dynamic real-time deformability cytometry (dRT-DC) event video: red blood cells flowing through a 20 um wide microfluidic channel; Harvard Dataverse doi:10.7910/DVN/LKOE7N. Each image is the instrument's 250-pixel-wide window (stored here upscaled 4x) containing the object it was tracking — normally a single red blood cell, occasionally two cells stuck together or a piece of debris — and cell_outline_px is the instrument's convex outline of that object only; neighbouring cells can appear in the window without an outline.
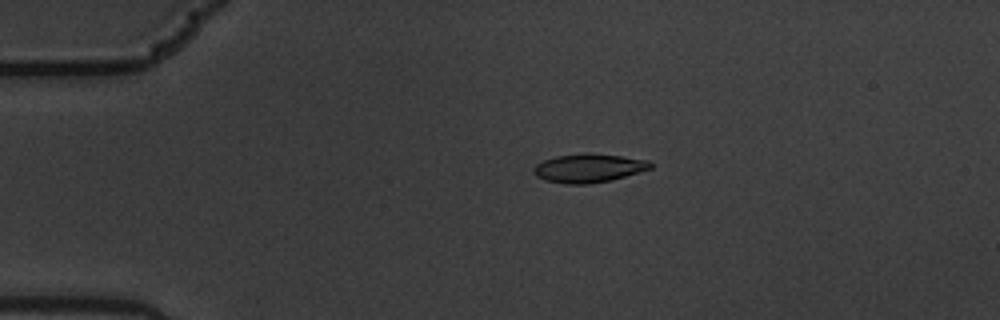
{"species": "common noctule bat (a hibernating species)", "species_latin": "Nyctalus noctula", "temperature_condition": "warm", "stored_images_in_passage": 9, "camera_frame_rate_fps": 3000, "um_per_image_px": 0.085, "animal": {"sex": "male", "body_mass_g": 19.5, "forearm_length_mm": 54.6}, "frame": {"image": 1, "passage_image": 3, "time_ms": 0.667, "image_size_px": [1000, 320], "cell_outline_px": [[652, 168], [612, 180], [588, 184], [564, 184], [544, 180], [536, 176], [532, 172], [532, 168], [536, 164], [544, 160], [556, 156], [584, 152], [620, 156], [648, 160], [652, 164]], "centroid_in_image_um": [49.99, 14.29], "position_along_channel_um": 35.0, "area_um2": 19.65}}
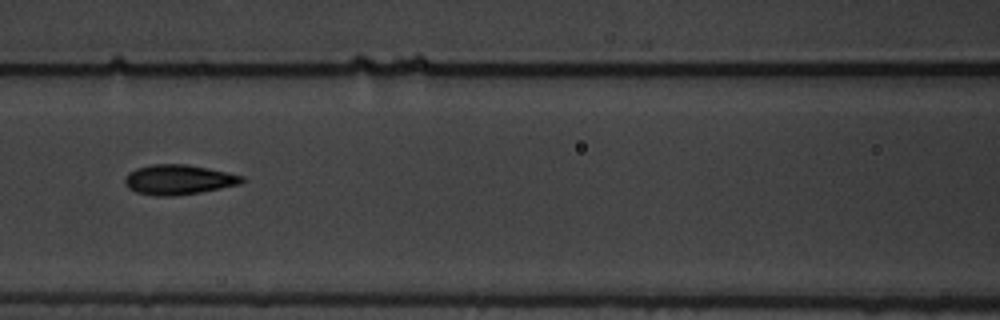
{"frame": {"image": 2, "passage_image": 7, "time_ms": 2.0, "image_size_px": [1000, 320], "cell_outline_px": [[244, 180], [240, 184], [200, 192], [172, 196], [156, 196], [136, 192], [128, 188], [124, 184], [124, 180], [128, 172], [136, 168], [152, 164], [188, 164], [208, 168], [244, 176]], "centroid_in_image_um": [15.14, 15.26], "position_along_channel_um": 151.5, "area_um2": 20.4}}
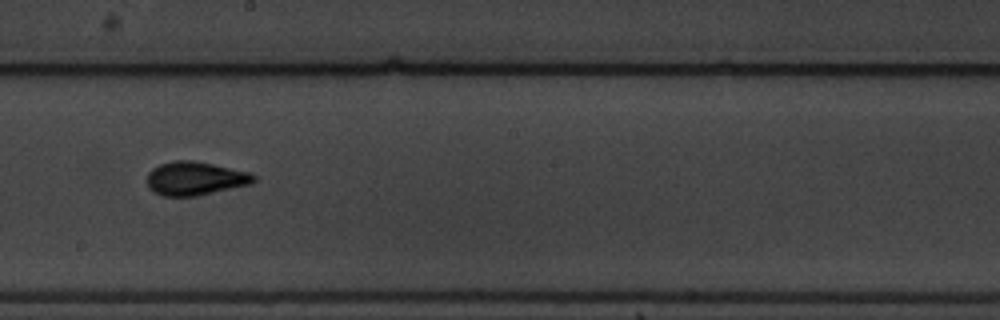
{"frame": {"image": 3, "passage_image": 9, "time_ms": 2.667, "image_size_px": [1000, 320], "cell_outline_px": [[256, 180], [252, 184], [196, 196], [164, 196], [152, 192], [148, 188], [148, 172], [152, 168], [160, 164], [176, 160], [192, 160], [252, 172], [256, 176]], "centroid_in_image_um": [16.61, 15.17], "position_along_channel_um": 231.6, "area_um2": 21.04}}